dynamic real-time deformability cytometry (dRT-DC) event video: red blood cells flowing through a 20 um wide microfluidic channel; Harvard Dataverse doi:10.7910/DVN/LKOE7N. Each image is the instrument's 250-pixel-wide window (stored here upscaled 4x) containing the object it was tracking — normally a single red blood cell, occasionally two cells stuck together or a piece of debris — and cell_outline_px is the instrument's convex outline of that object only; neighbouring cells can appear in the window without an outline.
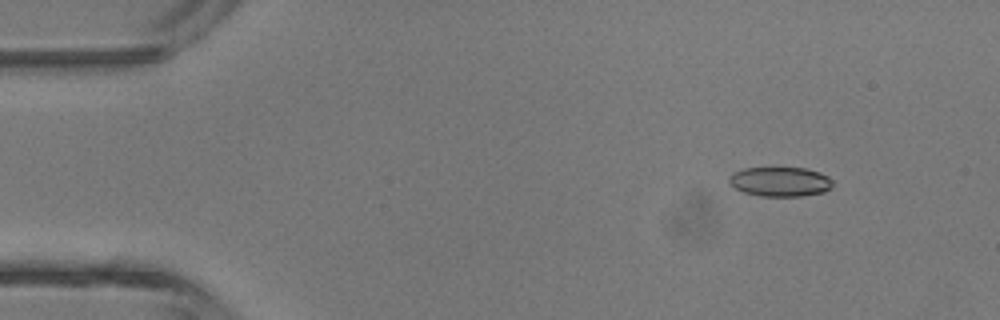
{"species": "common noctule bat (a hibernating species)", "species_latin": "Nyctalus noctula", "temperature_condition": "room temperature", "stored_images_in_passage": 3, "camera_frame_rate_fps": 3000, "um_per_image_px": 0.085, "animal": {"sex": "male", "body_mass_g": 13.3}, "frame": {"image": 1, "passage_image": 2, "time_ms": 1.0, "image_size_px": [1000, 320], "cell_outline_px": [[832, 188], [824, 192], [800, 196], [760, 196], [744, 192], [736, 188], [728, 180], [728, 176], [732, 172], [744, 168], [804, 168], [820, 172], [828, 176], [832, 180]], "centroid_in_image_um": [66.32, 15.44], "position_along_channel_um": 18.7, "area_um2": 17.86}}